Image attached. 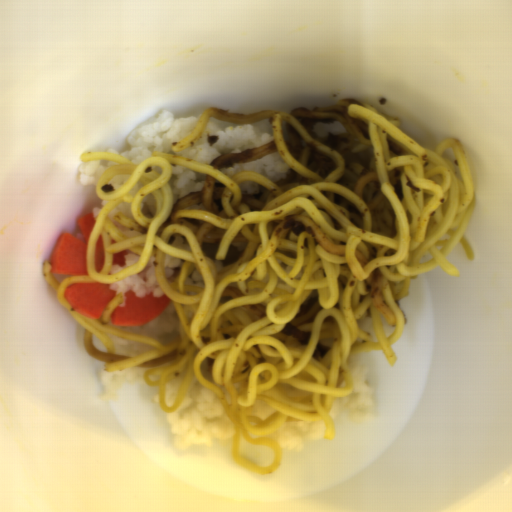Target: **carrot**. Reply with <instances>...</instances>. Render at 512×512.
<instances>
[{"mask_svg":"<svg viewBox=\"0 0 512 512\" xmlns=\"http://www.w3.org/2000/svg\"><path fill=\"white\" fill-rule=\"evenodd\" d=\"M77 224L84 242L70 232H61L48 261L50 274L89 275L87 248L96 224L93 213L80 217Z\"/></svg>","mask_w":512,"mask_h":512,"instance_id":"carrot-1","label":"carrot"},{"mask_svg":"<svg viewBox=\"0 0 512 512\" xmlns=\"http://www.w3.org/2000/svg\"><path fill=\"white\" fill-rule=\"evenodd\" d=\"M166 293L155 296L149 293L137 297L133 290H127L124 306H114L110 324L125 327H141L161 315L172 303Z\"/></svg>","mask_w":512,"mask_h":512,"instance_id":"carrot-2","label":"carrot"},{"mask_svg":"<svg viewBox=\"0 0 512 512\" xmlns=\"http://www.w3.org/2000/svg\"><path fill=\"white\" fill-rule=\"evenodd\" d=\"M110 283L78 282L64 289L63 296L69 306L82 317L100 319L106 307L116 296Z\"/></svg>","mask_w":512,"mask_h":512,"instance_id":"carrot-3","label":"carrot"},{"mask_svg":"<svg viewBox=\"0 0 512 512\" xmlns=\"http://www.w3.org/2000/svg\"><path fill=\"white\" fill-rule=\"evenodd\" d=\"M104 259H105L104 240L100 234L98 237V240L95 244L94 252H93V263H94V267H95L97 273L102 270L103 265H104Z\"/></svg>","mask_w":512,"mask_h":512,"instance_id":"carrot-4","label":"carrot"},{"mask_svg":"<svg viewBox=\"0 0 512 512\" xmlns=\"http://www.w3.org/2000/svg\"><path fill=\"white\" fill-rule=\"evenodd\" d=\"M127 250H122L115 254H112L111 267L112 266H123L126 263Z\"/></svg>","mask_w":512,"mask_h":512,"instance_id":"carrot-5","label":"carrot"}]
</instances>
